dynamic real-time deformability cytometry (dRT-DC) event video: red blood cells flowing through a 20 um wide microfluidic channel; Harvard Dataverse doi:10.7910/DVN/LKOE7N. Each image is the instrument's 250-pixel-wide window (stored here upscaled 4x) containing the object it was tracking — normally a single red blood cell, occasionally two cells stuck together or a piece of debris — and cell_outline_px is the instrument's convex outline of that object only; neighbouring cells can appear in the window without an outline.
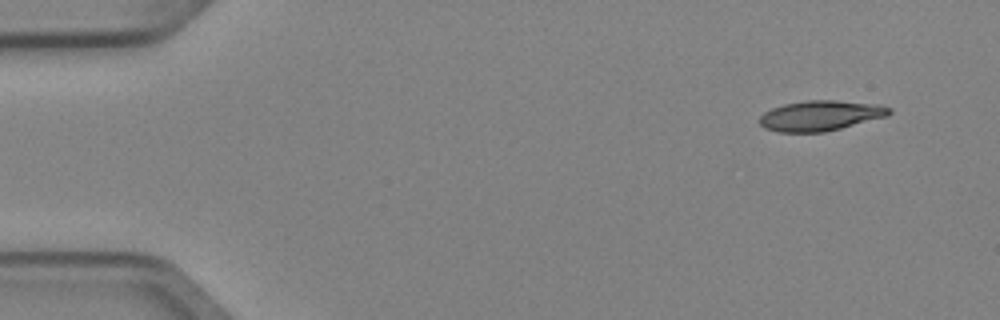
{"species": "Egyptian fruit bat (a non-hibernating species)", "species_latin": "Rousettus aegyptiacus", "temperature_condition": "cold", "stored_images_in_passage": 4, "camera_frame_rate_fps": 3000, "um_per_image_px": 0.085, "animal": {"sex": "female"}, "frame": {"image": 1, "passage_image": 1, "time_ms": 0.0, "image_size_px": [1000, 320], "cell_outline_px": [[892, 112], [888, 116], [824, 132], [780, 132], [764, 128], [760, 124], [760, 116], [764, 112], [772, 108], [784, 104], [808, 100], [836, 100], [880, 104], [892, 108]], "centroid_in_image_um": [69.77, 9.82], "position_along_channel_um": 15.2, "area_um2": 22.89}}